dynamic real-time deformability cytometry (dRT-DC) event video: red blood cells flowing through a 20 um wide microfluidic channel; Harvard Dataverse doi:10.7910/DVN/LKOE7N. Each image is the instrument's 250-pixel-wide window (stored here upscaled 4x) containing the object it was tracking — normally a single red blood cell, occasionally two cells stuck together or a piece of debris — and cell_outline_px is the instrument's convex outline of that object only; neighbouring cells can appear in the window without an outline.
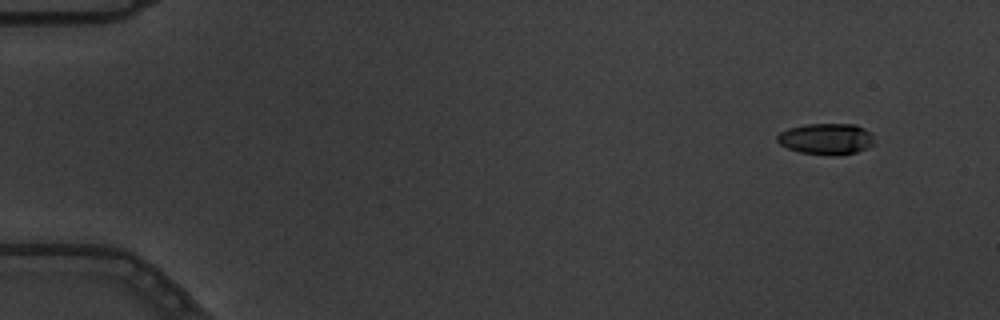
{"species": "common noctule bat (a hibernating species)", "species_latin": "Nyctalus noctula", "temperature_condition": "warm", "stored_images_in_passage": 5, "segment_of_instrument_passage": [1, 2], "camera_frame_rate_fps": 3000, "um_per_image_px": 0.085, "animal": {"sex": "male", "body_mass_g": 19.5, "forearm_length_mm": 54.6}, "frame": {"image": 1, "passage_image": 1, "time_ms": 0.0, "image_size_px": [1000, 320], "cell_outline_px": [[876, 144], [868, 148], [856, 152], [800, 152], [788, 148], [780, 144], [776, 140], [776, 136], [780, 132], [788, 128], [804, 124], [856, 124], [872, 132]], "centroid_in_image_um": [70.26, 11.74], "position_along_channel_um": 14.7, "area_um2": 17.17}}